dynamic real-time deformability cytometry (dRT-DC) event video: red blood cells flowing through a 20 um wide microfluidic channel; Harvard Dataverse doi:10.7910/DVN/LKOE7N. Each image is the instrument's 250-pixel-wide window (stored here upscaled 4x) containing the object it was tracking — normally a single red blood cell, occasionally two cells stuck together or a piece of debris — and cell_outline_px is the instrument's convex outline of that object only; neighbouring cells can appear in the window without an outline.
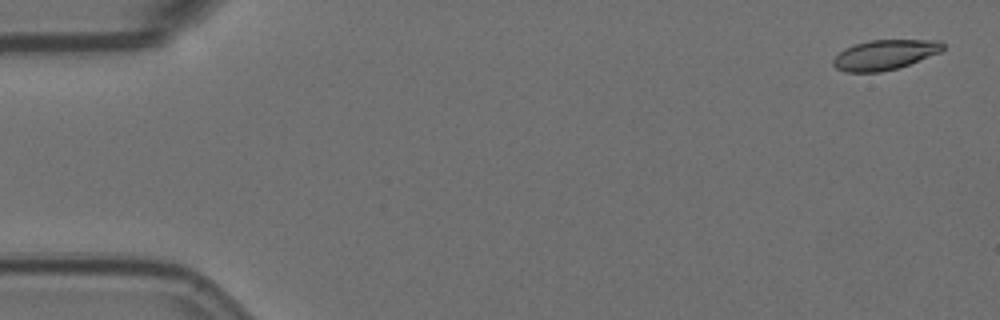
{"species": "Egyptian fruit bat (a non-hibernating species)", "species_latin": "Rousettus aegyptiacus", "temperature_condition": "room temperature", "stored_images_in_passage": 5, "camera_frame_rate_fps": 3000, "um_per_image_px": 0.085, "animal": {"sex": "female"}, "frame": {"image": 1, "passage_image": 1, "time_ms": 0.0, "image_size_px": [1000, 320], "cell_outline_px": [[944, 48], [940, 52], [908, 64], [896, 68], [880, 72], [844, 72], [836, 68], [832, 64], [832, 60], [844, 48], [856, 44], [872, 40], [940, 40], [944, 44]], "centroid_in_image_um": [75.18, 4.65], "position_along_channel_um": 9.8, "area_um2": 18.96}}